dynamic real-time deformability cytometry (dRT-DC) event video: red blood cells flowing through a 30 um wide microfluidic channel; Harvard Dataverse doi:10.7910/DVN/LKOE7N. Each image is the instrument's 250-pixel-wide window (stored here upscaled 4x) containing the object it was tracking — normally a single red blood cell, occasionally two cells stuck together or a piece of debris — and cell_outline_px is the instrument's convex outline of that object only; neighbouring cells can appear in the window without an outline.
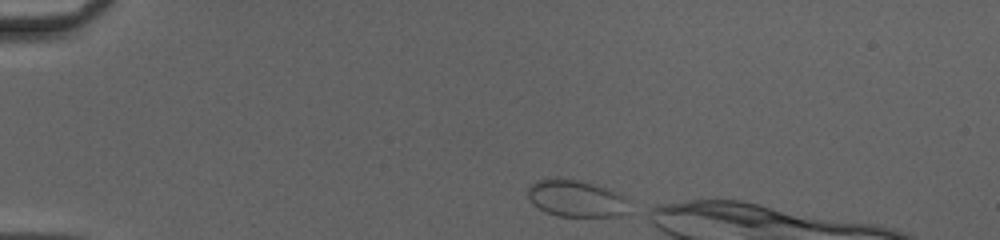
{"species": "common noctule bat (a hibernating species)", "species_latin": "Nyctalus noctula", "temperature_condition": "cold", "stored_images_in_passage": 32, "camera_frame_rate_fps": 3000, "um_per_image_px": 0.085, "animal": {"sex": "female", "body_mass_g": 20.0, "forearm_length_mm": 54.0}, "frame": {"image": 1, "passage_image": 1, "time_ms": 0.0, "image_size_px": [1000, 240], "cell_outline_px": [[632, 212], [624, 216], [556, 216], [544, 212], [532, 204], [528, 196], [528, 184], [536, 180], [560, 176], [580, 180], [616, 192], [628, 200]], "centroid_in_image_um": [48.96, 16.87], "position_along_channel_um": 36.0, "area_um2": 22.43}}
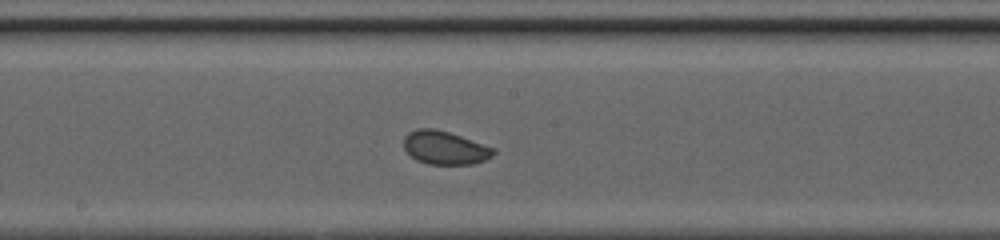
{"frame": {"image": 2, "passage_image": 18, "time_ms": 5.667, "image_size_px": [1000, 240], "cell_outline_px": [[496, 152], [492, 156], [476, 164], [428, 164], [416, 160], [404, 148], [404, 136], [408, 132], [416, 128], [436, 128], [496, 148]], "centroid_in_image_um": [37.82, 12.55], "position_along_channel_um": 210.4, "area_um2": 17.51}}
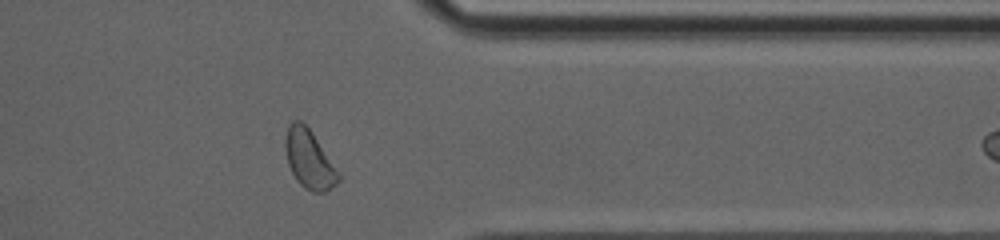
{"frame": {"image": 3, "passage_image": 31, "time_ms": 10.0, "image_size_px": [1000, 240], "cell_outline_px": [[340, 180], [336, 184], [324, 192], [312, 192], [304, 188], [296, 180], [288, 164], [284, 148], [284, 140], [288, 124], [292, 120], [300, 120], [312, 132], [340, 172]], "centroid_in_image_um": [26.27, 13.53], "position_along_channel_um": 385.1, "area_um2": 18.32}}